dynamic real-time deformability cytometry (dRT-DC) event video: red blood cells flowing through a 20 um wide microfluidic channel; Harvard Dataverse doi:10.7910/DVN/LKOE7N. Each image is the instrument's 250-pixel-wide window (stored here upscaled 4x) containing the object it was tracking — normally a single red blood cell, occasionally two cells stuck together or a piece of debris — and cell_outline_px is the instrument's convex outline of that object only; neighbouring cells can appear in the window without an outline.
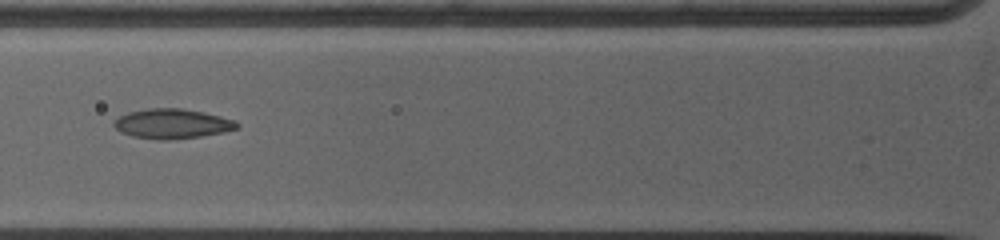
{"species": "common noctule bat (a hibernating species)", "species_latin": "Nyctalus noctula", "temperature_condition": "warm", "stored_images_in_passage": 6, "camera_frame_rate_fps": 5000, "um_per_image_px": 0.085, "animal": {"sex": "female", "body_mass_g": 19.0, "forearm_length_mm": 53.3}, "frame": {"image": 1, "passage_image": 3, "time_ms": 2.6, "image_size_px": [1000, 240], "cell_outline_px": [[240, 128], [224, 132], [200, 136], [172, 140], [160, 140], [132, 136], [120, 132], [112, 124], [120, 116], [128, 112], [148, 108], [180, 108], [204, 112], [236, 120], [240, 124]], "centroid_in_image_um": [14.67, 10.52], "position_along_channel_um": 111.1, "area_um2": 21.44}}
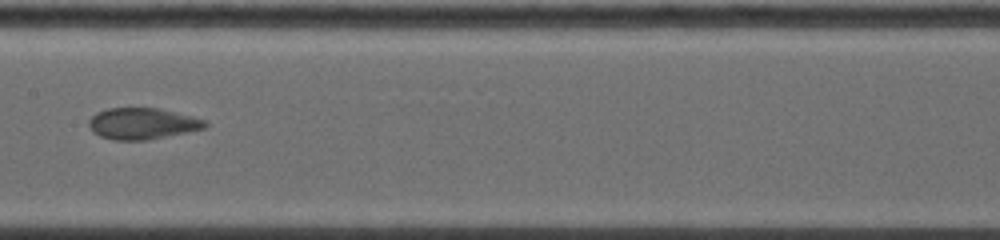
{"frame": {"image": 2, "passage_image": 5, "time_ms": 4.8, "image_size_px": [1000, 240], "cell_outline_px": [[208, 124], [204, 128], [148, 140], [112, 140], [100, 136], [92, 132], [88, 128], [88, 120], [96, 112], [108, 108], [160, 108], [192, 116], [204, 120]], "centroid_in_image_um": [12.04, 10.5], "position_along_channel_um": 195.4, "area_um2": 21.27}}
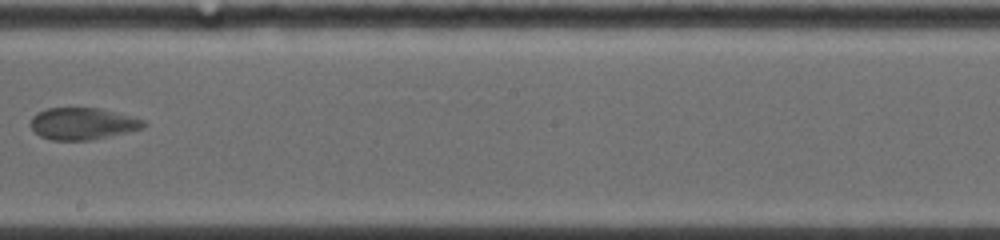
{"frame": {"image": 3, "passage_image": 6, "time_ms": 6.0, "image_size_px": [1000, 240], "cell_outline_px": [[148, 124], [144, 128], [92, 140], [52, 140], [40, 136], [32, 128], [32, 116], [36, 112], [48, 108], [96, 108], [144, 120]], "centroid_in_image_um": [7.01, 10.52], "position_along_channel_um": 241.2, "area_um2": 20.69}}